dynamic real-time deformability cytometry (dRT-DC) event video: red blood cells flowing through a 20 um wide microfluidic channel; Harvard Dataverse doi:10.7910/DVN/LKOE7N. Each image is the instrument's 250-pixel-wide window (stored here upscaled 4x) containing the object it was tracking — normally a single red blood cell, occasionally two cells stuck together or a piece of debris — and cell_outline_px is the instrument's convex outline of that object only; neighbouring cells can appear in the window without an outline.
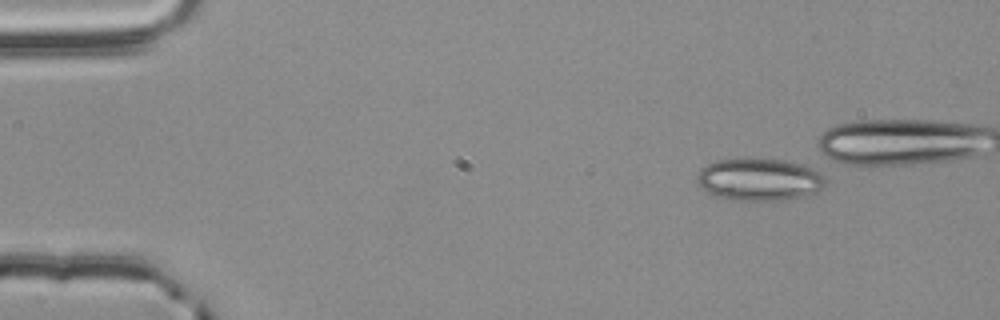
{"species": "common noctule bat (a hibernating species)", "species_latin": "Nyctalus noctula", "temperature_condition": "room temperature", "stored_images_in_passage": 39, "camera_frame_rate_fps": 3000, "um_per_image_px": 0.085, "animal": {"sex": "male", "body_mass_g": 20.4}, "frame": {"image": 1, "passage_image": 1, "time_ms": 0.0, "image_size_px": [1000, 320], "cell_outline_px": [[828, 180], [816, 192], [804, 196], [780, 200], [728, 200], [716, 196], [708, 192], [696, 180], [696, 176], [700, 168], [716, 160], [780, 160], [800, 164], [820, 172]], "centroid_in_image_um": [64.53, 15.28], "position_along_channel_um": 20.5, "area_um2": 31.15}}
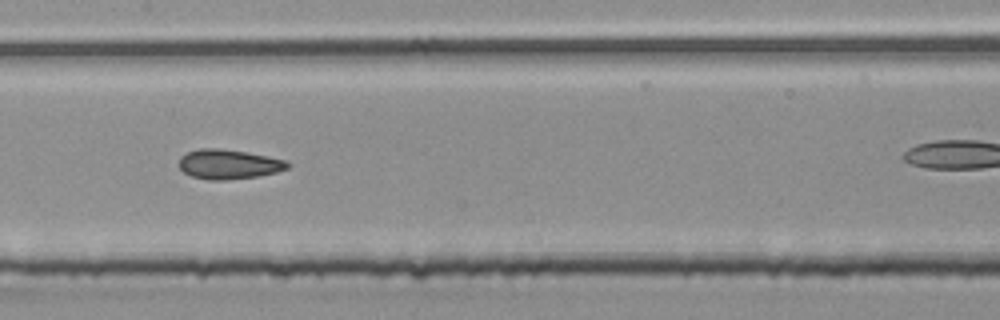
{"frame": {"image": 2, "passage_image": 22, "time_ms": 7.0, "image_size_px": [1000, 320], "cell_outline_px": [[292, 164], [288, 168], [276, 172], [260, 176], [228, 180], [208, 180], [192, 176], [184, 172], [180, 168], [180, 156], [188, 152], [200, 148], [220, 148], [248, 152], [268, 156], [284, 160]], "centroid_in_image_um": [19.46, 13.96], "position_along_channel_um": 187.9, "area_um2": 18.84}}
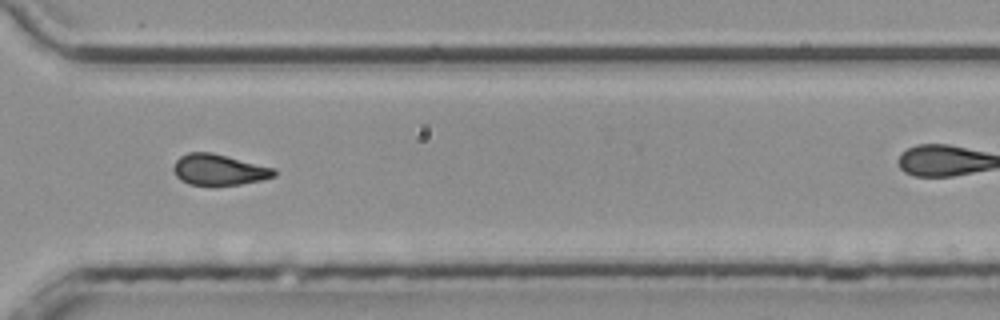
{"frame": {"image": 3, "passage_image": 35, "time_ms": 11.333, "image_size_px": [1000, 320], "cell_outline_px": [[276, 176], [260, 180], [240, 184], [188, 184], [180, 180], [176, 176], [172, 168], [176, 160], [180, 156], [188, 152], [212, 152], [276, 168]], "centroid_in_image_um": [18.6, 14.4], "position_along_channel_um": 352.0, "area_um2": 18.09}}